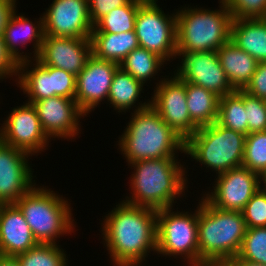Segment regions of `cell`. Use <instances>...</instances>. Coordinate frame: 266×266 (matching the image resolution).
<instances>
[{"label": "cell", "mask_w": 266, "mask_h": 266, "mask_svg": "<svg viewBox=\"0 0 266 266\" xmlns=\"http://www.w3.org/2000/svg\"><path fill=\"white\" fill-rule=\"evenodd\" d=\"M30 155L0 140V204H15L36 184Z\"/></svg>", "instance_id": "cell-17"}, {"label": "cell", "mask_w": 266, "mask_h": 266, "mask_svg": "<svg viewBox=\"0 0 266 266\" xmlns=\"http://www.w3.org/2000/svg\"><path fill=\"white\" fill-rule=\"evenodd\" d=\"M198 203L200 264L225 266L238 255L245 236L242 212L216 208L204 197Z\"/></svg>", "instance_id": "cell-3"}, {"label": "cell", "mask_w": 266, "mask_h": 266, "mask_svg": "<svg viewBox=\"0 0 266 266\" xmlns=\"http://www.w3.org/2000/svg\"><path fill=\"white\" fill-rule=\"evenodd\" d=\"M243 102L248 121V134L266 131V100L243 91Z\"/></svg>", "instance_id": "cell-33"}, {"label": "cell", "mask_w": 266, "mask_h": 266, "mask_svg": "<svg viewBox=\"0 0 266 266\" xmlns=\"http://www.w3.org/2000/svg\"><path fill=\"white\" fill-rule=\"evenodd\" d=\"M230 41L257 62H266V18L233 19Z\"/></svg>", "instance_id": "cell-22"}, {"label": "cell", "mask_w": 266, "mask_h": 266, "mask_svg": "<svg viewBox=\"0 0 266 266\" xmlns=\"http://www.w3.org/2000/svg\"><path fill=\"white\" fill-rule=\"evenodd\" d=\"M47 137L74 139L80 132V119L87 116L75 99L54 96L32 102Z\"/></svg>", "instance_id": "cell-16"}, {"label": "cell", "mask_w": 266, "mask_h": 266, "mask_svg": "<svg viewBox=\"0 0 266 266\" xmlns=\"http://www.w3.org/2000/svg\"><path fill=\"white\" fill-rule=\"evenodd\" d=\"M58 244H38L16 256L20 266H68L64 250Z\"/></svg>", "instance_id": "cell-30"}, {"label": "cell", "mask_w": 266, "mask_h": 266, "mask_svg": "<svg viewBox=\"0 0 266 266\" xmlns=\"http://www.w3.org/2000/svg\"><path fill=\"white\" fill-rule=\"evenodd\" d=\"M246 135L214 122L200 127L186 142L185 154L217 174L242 166Z\"/></svg>", "instance_id": "cell-7"}, {"label": "cell", "mask_w": 266, "mask_h": 266, "mask_svg": "<svg viewBox=\"0 0 266 266\" xmlns=\"http://www.w3.org/2000/svg\"><path fill=\"white\" fill-rule=\"evenodd\" d=\"M119 64L95 57H89L85 67L76 76L75 100L79 108L88 115L107 100L112 80Z\"/></svg>", "instance_id": "cell-18"}, {"label": "cell", "mask_w": 266, "mask_h": 266, "mask_svg": "<svg viewBox=\"0 0 266 266\" xmlns=\"http://www.w3.org/2000/svg\"><path fill=\"white\" fill-rule=\"evenodd\" d=\"M176 56L183 57L177 72H174L177 78L201 86L219 97L235 91L221 66L216 51H177Z\"/></svg>", "instance_id": "cell-12"}, {"label": "cell", "mask_w": 266, "mask_h": 266, "mask_svg": "<svg viewBox=\"0 0 266 266\" xmlns=\"http://www.w3.org/2000/svg\"><path fill=\"white\" fill-rule=\"evenodd\" d=\"M0 266H20L16 257L0 255Z\"/></svg>", "instance_id": "cell-41"}, {"label": "cell", "mask_w": 266, "mask_h": 266, "mask_svg": "<svg viewBox=\"0 0 266 266\" xmlns=\"http://www.w3.org/2000/svg\"><path fill=\"white\" fill-rule=\"evenodd\" d=\"M43 19L45 36L91 37L88 0H53Z\"/></svg>", "instance_id": "cell-15"}, {"label": "cell", "mask_w": 266, "mask_h": 266, "mask_svg": "<svg viewBox=\"0 0 266 266\" xmlns=\"http://www.w3.org/2000/svg\"><path fill=\"white\" fill-rule=\"evenodd\" d=\"M143 1L130 0L126 5L112 9L93 25L91 33L118 34L134 31L137 11Z\"/></svg>", "instance_id": "cell-29"}, {"label": "cell", "mask_w": 266, "mask_h": 266, "mask_svg": "<svg viewBox=\"0 0 266 266\" xmlns=\"http://www.w3.org/2000/svg\"><path fill=\"white\" fill-rule=\"evenodd\" d=\"M164 62L157 54L139 47L131 51L120 62L119 67L144 85L147 80L149 81L153 76L154 79L157 73L162 70L160 68L167 64Z\"/></svg>", "instance_id": "cell-27"}, {"label": "cell", "mask_w": 266, "mask_h": 266, "mask_svg": "<svg viewBox=\"0 0 266 266\" xmlns=\"http://www.w3.org/2000/svg\"><path fill=\"white\" fill-rule=\"evenodd\" d=\"M246 228L266 227V188H260L241 211Z\"/></svg>", "instance_id": "cell-34"}, {"label": "cell", "mask_w": 266, "mask_h": 266, "mask_svg": "<svg viewBox=\"0 0 266 266\" xmlns=\"http://www.w3.org/2000/svg\"><path fill=\"white\" fill-rule=\"evenodd\" d=\"M20 62L18 68L17 85L27 94L28 103L42 99L62 96L75 99L76 76L60 68L42 65L36 59ZM34 68L29 70L30 64ZM27 70V71H26Z\"/></svg>", "instance_id": "cell-10"}, {"label": "cell", "mask_w": 266, "mask_h": 266, "mask_svg": "<svg viewBox=\"0 0 266 266\" xmlns=\"http://www.w3.org/2000/svg\"><path fill=\"white\" fill-rule=\"evenodd\" d=\"M130 0H88L89 17L94 25L100 18L112 9L126 5Z\"/></svg>", "instance_id": "cell-37"}, {"label": "cell", "mask_w": 266, "mask_h": 266, "mask_svg": "<svg viewBox=\"0 0 266 266\" xmlns=\"http://www.w3.org/2000/svg\"><path fill=\"white\" fill-rule=\"evenodd\" d=\"M216 122L228 129L248 135V121L243 102V90L219 98Z\"/></svg>", "instance_id": "cell-28"}, {"label": "cell", "mask_w": 266, "mask_h": 266, "mask_svg": "<svg viewBox=\"0 0 266 266\" xmlns=\"http://www.w3.org/2000/svg\"><path fill=\"white\" fill-rule=\"evenodd\" d=\"M16 13L17 11H15L10 17L2 35L7 51L18 63L29 60L31 57H29L27 53H25L26 55H22L24 52L21 53L19 48L20 44H22L21 46L23 47L26 43L31 41V43L34 42L33 59L35 60L40 53L45 36L43 16L39 18V21H35L36 23H33L25 17L24 14H19L18 16Z\"/></svg>", "instance_id": "cell-21"}, {"label": "cell", "mask_w": 266, "mask_h": 266, "mask_svg": "<svg viewBox=\"0 0 266 266\" xmlns=\"http://www.w3.org/2000/svg\"><path fill=\"white\" fill-rule=\"evenodd\" d=\"M39 243L15 204H0V255L16 257Z\"/></svg>", "instance_id": "cell-20"}, {"label": "cell", "mask_w": 266, "mask_h": 266, "mask_svg": "<svg viewBox=\"0 0 266 266\" xmlns=\"http://www.w3.org/2000/svg\"><path fill=\"white\" fill-rule=\"evenodd\" d=\"M242 166L259 175L264 171L266 168V131L246 136Z\"/></svg>", "instance_id": "cell-32"}, {"label": "cell", "mask_w": 266, "mask_h": 266, "mask_svg": "<svg viewBox=\"0 0 266 266\" xmlns=\"http://www.w3.org/2000/svg\"><path fill=\"white\" fill-rule=\"evenodd\" d=\"M222 68L234 90H243L256 71L258 62L229 41L217 51Z\"/></svg>", "instance_id": "cell-23"}, {"label": "cell", "mask_w": 266, "mask_h": 266, "mask_svg": "<svg viewBox=\"0 0 266 266\" xmlns=\"http://www.w3.org/2000/svg\"><path fill=\"white\" fill-rule=\"evenodd\" d=\"M0 128V140L35 155L46 150L50 139L43 131L32 103L13 108ZM41 151V152H40Z\"/></svg>", "instance_id": "cell-13"}, {"label": "cell", "mask_w": 266, "mask_h": 266, "mask_svg": "<svg viewBox=\"0 0 266 266\" xmlns=\"http://www.w3.org/2000/svg\"><path fill=\"white\" fill-rule=\"evenodd\" d=\"M243 91L266 100V62H258L256 71Z\"/></svg>", "instance_id": "cell-36"}, {"label": "cell", "mask_w": 266, "mask_h": 266, "mask_svg": "<svg viewBox=\"0 0 266 266\" xmlns=\"http://www.w3.org/2000/svg\"><path fill=\"white\" fill-rule=\"evenodd\" d=\"M131 114L132 118L118 142L128 164L147 159L175 158L178 151L185 153V141L151 106Z\"/></svg>", "instance_id": "cell-4"}, {"label": "cell", "mask_w": 266, "mask_h": 266, "mask_svg": "<svg viewBox=\"0 0 266 266\" xmlns=\"http://www.w3.org/2000/svg\"><path fill=\"white\" fill-rule=\"evenodd\" d=\"M91 55L90 38L44 36L36 60L42 65L60 68L77 76Z\"/></svg>", "instance_id": "cell-19"}, {"label": "cell", "mask_w": 266, "mask_h": 266, "mask_svg": "<svg viewBox=\"0 0 266 266\" xmlns=\"http://www.w3.org/2000/svg\"><path fill=\"white\" fill-rule=\"evenodd\" d=\"M18 68L19 63L7 51L3 37L0 36V79H7L13 75L17 77Z\"/></svg>", "instance_id": "cell-38"}, {"label": "cell", "mask_w": 266, "mask_h": 266, "mask_svg": "<svg viewBox=\"0 0 266 266\" xmlns=\"http://www.w3.org/2000/svg\"><path fill=\"white\" fill-rule=\"evenodd\" d=\"M189 266H210V265H206V264H199V265H189Z\"/></svg>", "instance_id": "cell-43"}, {"label": "cell", "mask_w": 266, "mask_h": 266, "mask_svg": "<svg viewBox=\"0 0 266 266\" xmlns=\"http://www.w3.org/2000/svg\"><path fill=\"white\" fill-rule=\"evenodd\" d=\"M194 213L173 212V208L157 210L156 253L163 256H182L188 265H199L198 216ZM172 211V212H171Z\"/></svg>", "instance_id": "cell-8"}, {"label": "cell", "mask_w": 266, "mask_h": 266, "mask_svg": "<svg viewBox=\"0 0 266 266\" xmlns=\"http://www.w3.org/2000/svg\"><path fill=\"white\" fill-rule=\"evenodd\" d=\"M92 54L117 64L134 49L139 48L135 31L123 33H91Z\"/></svg>", "instance_id": "cell-24"}, {"label": "cell", "mask_w": 266, "mask_h": 266, "mask_svg": "<svg viewBox=\"0 0 266 266\" xmlns=\"http://www.w3.org/2000/svg\"><path fill=\"white\" fill-rule=\"evenodd\" d=\"M143 86L141 82L119 67L114 74L107 101L119 113L131 110L133 107H136L133 109L134 112L146 109L150 106V100L141 104L136 102L139 101L140 94L144 90Z\"/></svg>", "instance_id": "cell-25"}, {"label": "cell", "mask_w": 266, "mask_h": 266, "mask_svg": "<svg viewBox=\"0 0 266 266\" xmlns=\"http://www.w3.org/2000/svg\"><path fill=\"white\" fill-rule=\"evenodd\" d=\"M103 220V243L113 266H143L148 253L156 252V210L121 201Z\"/></svg>", "instance_id": "cell-1"}, {"label": "cell", "mask_w": 266, "mask_h": 266, "mask_svg": "<svg viewBox=\"0 0 266 266\" xmlns=\"http://www.w3.org/2000/svg\"><path fill=\"white\" fill-rule=\"evenodd\" d=\"M17 0H0V36L3 35L10 17L16 11Z\"/></svg>", "instance_id": "cell-39"}, {"label": "cell", "mask_w": 266, "mask_h": 266, "mask_svg": "<svg viewBox=\"0 0 266 266\" xmlns=\"http://www.w3.org/2000/svg\"><path fill=\"white\" fill-rule=\"evenodd\" d=\"M233 19L266 18V0H222Z\"/></svg>", "instance_id": "cell-35"}, {"label": "cell", "mask_w": 266, "mask_h": 266, "mask_svg": "<svg viewBox=\"0 0 266 266\" xmlns=\"http://www.w3.org/2000/svg\"><path fill=\"white\" fill-rule=\"evenodd\" d=\"M191 121L198 127L208 126L218 118L219 96L201 86L185 82Z\"/></svg>", "instance_id": "cell-26"}, {"label": "cell", "mask_w": 266, "mask_h": 266, "mask_svg": "<svg viewBox=\"0 0 266 266\" xmlns=\"http://www.w3.org/2000/svg\"><path fill=\"white\" fill-rule=\"evenodd\" d=\"M212 192L203 194L214 207L242 211L251 197L261 188L259 174L243 166L217 175Z\"/></svg>", "instance_id": "cell-14"}, {"label": "cell", "mask_w": 266, "mask_h": 266, "mask_svg": "<svg viewBox=\"0 0 266 266\" xmlns=\"http://www.w3.org/2000/svg\"><path fill=\"white\" fill-rule=\"evenodd\" d=\"M260 178V186L262 188H266V168L264 171L259 175ZM264 183V185H262Z\"/></svg>", "instance_id": "cell-42"}, {"label": "cell", "mask_w": 266, "mask_h": 266, "mask_svg": "<svg viewBox=\"0 0 266 266\" xmlns=\"http://www.w3.org/2000/svg\"><path fill=\"white\" fill-rule=\"evenodd\" d=\"M157 1L144 0L139 5L134 31L141 48L167 62L177 58L176 13L166 15Z\"/></svg>", "instance_id": "cell-9"}, {"label": "cell", "mask_w": 266, "mask_h": 266, "mask_svg": "<svg viewBox=\"0 0 266 266\" xmlns=\"http://www.w3.org/2000/svg\"><path fill=\"white\" fill-rule=\"evenodd\" d=\"M35 184L15 205L23 213L40 244H57V239L74 233V219L66 199L51 189ZM57 238V239H56Z\"/></svg>", "instance_id": "cell-5"}, {"label": "cell", "mask_w": 266, "mask_h": 266, "mask_svg": "<svg viewBox=\"0 0 266 266\" xmlns=\"http://www.w3.org/2000/svg\"><path fill=\"white\" fill-rule=\"evenodd\" d=\"M225 266H265L260 263H254L247 260L240 259L238 256L230 260Z\"/></svg>", "instance_id": "cell-40"}, {"label": "cell", "mask_w": 266, "mask_h": 266, "mask_svg": "<svg viewBox=\"0 0 266 266\" xmlns=\"http://www.w3.org/2000/svg\"><path fill=\"white\" fill-rule=\"evenodd\" d=\"M237 256L243 260L266 265V227L246 228Z\"/></svg>", "instance_id": "cell-31"}, {"label": "cell", "mask_w": 266, "mask_h": 266, "mask_svg": "<svg viewBox=\"0 0 266 266\" xmlns=\"http://www.w3.org/2000/svg\"><path fill=\"white\" fill-rule=\"evenodd\" d=\"M176 158L147 159L129 163L131 196L125 203L160 210L173 207L174 200L185 194L186 168ZM176 198V199H175Z\"/></svg>", "instance_id": "cell-2"}, {"label": "cell", "mask_w": 266, "mask_h": 266, "mask_svg": "<svg viewBox=\"0 0 266 266\" xmlns=\"http://www.w3.org/2000/svg\"><path fill=\"white\" fill-rule=\"evenodd\" d=\"M219 3L218 10L188 6L176 11L177 51H217L230 41L233 17Z\"/></svg>", "instance_id": "cell-6"}, {"label": "cell", "mask_w": 266, "mask_h": 266, "mask_svg": "<svg viewBox=\"0 0 266 266\" xmlns=\"http://www.w3.org/2000/svg\"><path fill=\"white\" fill-rule=\"evenodd\" d=\"M167 77L157 82L150 106L186 142L199 128L190 118L185 81L175 75Z\"/></svg>", "instance_id": "cell-11"}]
</instances>
